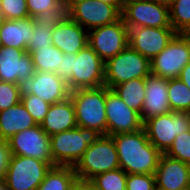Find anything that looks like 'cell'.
<instances>
[{
	"instance_id": "6da1fadb",
	"label": "cell",
	"mask_w": 190,
	"mask_h": 190,
	"mask_svg": "<svg viewBox=\"0 0 190 190\" xmlns=\"http://www.w3.org/2000/svg\"><path fill=\"white\" fill-rule=\"evenodd\" d=\"M120 168L127 174H155L162 153L148 140L145 129L112 135Z\"/></svg>"
},
{
	"instance_id": "7a4b0ae2",
	"label": "cell",
	"mask_w": 190,
	"mask_h": 190,
	"mask_svg": "<svg viewBox=\"0 0 190 190\" xmlns=\"http://www.w3.org/2000/svg\"><path fill=\"white\" fill-rule=\"evenodd\" d=\"M104 65L98 54L86 45L75 54H63L56 74L67 82L70 91L96 88L104 85Z\"/></svg>"
},
{
	"instance_id": "3957f363",
	"label": "cell",
	"mask_w": 190,
	"mask_h": 190,
	"mask_svg": "<svg viewBox=\"0 0 190 190\" xmlns=\"http://www.w3.org/2000/svg\"><path fill=\"white\" fill-rule=\"evenodd\" d=\"M70 97L74 105L77 126L107 135L106 86L76 89L70 92Z\"/></svg>"
},
{
	"instance_id": "277c9868",
	"label": "cell",
	"mask_w": 190,
	"mask_h": 190,
	"mask_svg": "<svg viewBox=\"0 0 190 190\" xmlns=\"http://www.w3.org/2000/svg\"><path fill=\"white\" fill-rule=\"evenodd\" d=\"M100 137L99 132L79 126L50 136L53 163L55 166L73 167L88 146L96 142Z\"/></svg>"
},
{
	"instance_id": "5b68a950",
	"label": "cell",
	"mask_w": 190,
	"mask_h": 190,
	"mask_svg": "<svg viewBox=\"0 0 190 190\" xmlns=\"http://www.w3.org/2000/svg\"><path fill=\"white\" fill-rule=\"evenodd\" d=\"M73 168L79 182L90 181L98 174L120 168L112 136L101 135L88 146Z\"/></svg>"
},
{
	"instance_id": "8992f818",
	"label": "cell",
	"mask_w": 190,
	"mask_h": 190,
	"mask_svg": "<svg viewBox=\"0 0 190 190\" xmlns=\"http://www.w3.org/2000/svg\"><path fill=\"white\" fill-rule=\"evenodd\" d=\"M105 82L109 89L129 80L145 78L151 73L150 60L129 45L104 65Z\"/></svg>"
},
{
	"instance_id": "52a82bcc",
	"label": "cell",
	"mask_w": 190,
	"mask_h": 190,
	"mask_svg": "<svg viewBox=\"0 0 190 190\" xmlns=\"http://www.w3.org/2000/svg\"><path fill=\"white\" fill-rule=\"evenodd\" d=\"M149 142L162 154L172 146L176 136L190 129V112L171 111L148 118L143 123Z\"/></svg>"
},
{
	"instance_id": "ba28073f",
	"label": "cell",
	"mask_w": 190,
	"mask_h": 190,
	"mask_svg": "<svg viewBox=\"0 0 190 190\" xmlns=\"http://www.w3.org/2000/svg\"><path fill=\"white\" fill-rule=\"evenodd\" d=\"M51 167L35 158L12 155L4 180L9 190H36Z\"/></svg>"
},
{
	"instance_id": "9c48e42d",
	"label": "cell",
	"mask_w": 190,
	"mask_h": 190,
	"mask_svg": "<svg viewBox=\"0 0 190 190\" xmlns=\"http://www.w3.org/2000/svg\"><path fill=\"white\" fill-rule=\"evenodd\" d=\"M66 15L87 31L121 19L116 6L98 0H71L66 5Z\"/></svg>"
},
{
	"instance_id": "30bf717a",
	"label": "cell",
	"mask_w": 190,
	"mask_h": 190,
	"mask_svg": "<svg viewBox=\"0 0 190 190\" xmlns=\"http://www.w3.org/2000/svg\"><path fill=\"white\" fill-rule=\"evenodd\" d=\"M190 62V40L177 33L168 45L150 60L151 73L165 79L178 78Z\"/></svg>"
},
{
	"instance_id": "8fae6325",
	"label": "cell",
	"mask_w": 190,
	"mask_h": 190,
	"mask_svg": "<svg viewBox=\"0 0 190 190\" xmlns=\"http://www.w3.org/2000/svg\"><path fill=\"white\" fill-rule=\"evenodd\" d=\"M121 18L129 29L132 27H172L169 7L155 0L124 2Z\"/></svg>"
},
{
	"instance_id": "7c38bea8",
	"label": "cell",
	"mask_w": 190,
	"mask_h": 190,
	"mask_svg": "<svg viewBox=\"0 0 190 190\" xmlns=\"http://www.w3.org/2000/svg\"><path fill=\"white\" fill-rule=\"evenodd\" d=\"M129 28L121 18L117 22L88 31V45L106 62L128 45Z\"/></svg>"
},
{
	"instance_id": "4fadbf2b",
	"label": "cell",
	"mask_w": 190,
	"mask_h": 190,
	"mask_svg": "<svg viewBox=\"0 0 190 190\" xmlns=\"http://www.w3.org/2000/svg\"><path fill=\"white\" fill-rule=\"evenodd\" d=\"M107 135L133 133L143 129L140 113L128 105L113 89L106 87L105 103Z\"/></svg>"
},
{
	"instance_id": "5bb4252c",
	"label": "cell",
	"mask_w": 190,
	"mask_h": 190,
	"mask_svg": "<svg viewBox=\"0 0 190 190\" xmlns=\"http://www.w3.org/2000/svg\"><path fill=\"white\" fill-rule=\"evenodd\" d=\"M20 96L33 94L43 101L54 104L70 97L67 82L55 72L35 71L34 76L18 83Z\"/></svg>"
},
{
	"instance_id": "9a60e30c",
	"label": "cell",
	"mask_w": 190,
	"mask_h": 190,
	"mask_svg": "<svg viewBox=\"0 0 190 190\" xmlns=\"http://www.w3.org/2000/svg\"><path fill=\"white\" fill-rule=\"evenodd\" d=\"M7 141L12 155L35 158L55 166L51 156L50 136L40 124L16 133Z\"/></svg>"
},
{
	"instance_id": "2e32d148",
	"label": "cell",
	"mask_w": 190,
	"mask_h": 190,
	"mask_svg": "<svg viewBox=\"0 0 190 190\" xmlns=\"http://www.w3.org/2000/svg\"><path fill=\"white\" fill-rule=\"evenodd\" d=\"M177 32L172 27H132L129 29V46L149 60L159 54Z\"/></svg>"
},
{
	"instance_id": "e0dca14e",
	"label": "cell",
	"mask_w": 190,
	"mask_h": 190,
	"mask_svg": "<svg viewBox=\"0 0 190 190\" xmlns=\"http://www.w3.org/2000/svg\"><path fill=\"white\" fill-rule=\"evenodd\" d=\"M34 73L29 52L7 46L0 48V81L18 84L34 76Z\"/></svg>"
},
{
	"instance_id": "ac0fdd59",
	"label": "cell",
	"mask_w": 190,
	"mask_h": 190,
	"mask_svg": "<svg viewBox=\"0 0 190 190\" xmlns=\"http://www.w3.org/2000/svg\"><path fill=\"white\" fill-rule=\"evenodd\" d=\"M52 40L64 54H75L88 45V31L65 15L56 21Z\"/></svg>"
},
{
	"instance_id": "d6986e66",
	"label": "cell",
	"mask_w": 190,
	"mask_h": 190,
	"mask_svg": "<svg viewBox=\"0 0 190 190\" xmlns=\"http://www.w3.org/2000/svg\"><path fill=\"white\" fill-rule=\"evenodd\" d=\"M156 189L190 188V165L162 154L155 172Z\"/></svg>"
},
{
	"instance_id": "ffe728a7",
	"label": "cell",
	"mask_w": 190,
	"mask_h": 190,
	"mask_svg": "<svg viewBox=\"0 0 190 190\" xmlns=\"http://www.w3.org/2000/svg\"><path fill=\"white\" fill-rule=\"evenodd\" d=\"M167 86L168 79L152 73L145 77V100L140 114L143 122L150 117L171 112Z\"/></svg>"
},
{
	"instance_id": "44dd1931",
	"label": "cell",
	"mask_w": 190,
	"mask_h": 190,
	"mask_svg": "<svg viewBox=\"0 0 190 190\" xmlns=\"http://www.w3.org/2000/svg\"><path fill=\"white\" fill-rule=\"evenodd\" d=\"M40 126L49 136L76 128L77 121L71 97L52 104Z\"/></svg>"
},
{
	"instance_id": "7402d4cb",
	"label": "cell",
	"mask_w": 190,
	"mask_h": 190,
	"mask_svg": "<svg viewBox=\"0 0 190 190\" xmlns=\"http://www.w3.org/2000/svg\"><path fill=\"white\" fill-rule=\"evenodd\" d=\"M34 18L8 20L0 19V35L3 46L23 49L26 51L27 44L33 34Z\"/></svg>"
},
{
	"instance_id": "603a6c76",
	"label": "cell",
	"mask_w": 190,
	"mask_h": 190,
	"mask_svg": "<svg viewBox=\"0 0 190 190\" xmlns=\"http://www.w3.org/2000/svg\"><path fill=\"white\" fill-rule=\"evenodd\" d=\"M38 125L22 102L0 111V139L8 140L18 132Z\"/></svg>"
},
{
	"instance_id": "cb8c5ba5",
	"label": "cell",
	"mask_w": 190,
	"mask_h": 190,
	"mask_svg": "<svg viewBox=\"0 0 190 190\" xmlns=\"http://www.w3.org/2000/svg\"><path fill=\"white\" fill-rule=\"evenodd\" d=\"M77 175L71 166H54L46 173L36 190H74L78 185Z\"/></svg>"
},
{
	"instance_id": "d4e9b609",
	"label": "cell",
	"mask_w": 190,
	"mask_h": 190,
	"mask_svg": "<svg viewBox=\"0 0 190 190\" xmlns=\"http://www.w3.org/2000/svg\"><path fill=\"white\" fill-rule=\"evenodd\" d=\"M129 108L141 114L145 100V78L129 80L112 88Z\"/></svg>"
},
{
	"instance_id": "484cf974",
	"label": "cell",
	"mask_w": 190,
	"mask_h": 190,
	"mask_svg": "<svg viewBox=\"0 0 190 190\" xmlns=\"http://www.w3.org/2000/svg\"><path fill=\"white\" fill-rule=\"evenodd\" d=\"M35 71L40 72H57L62 62L64 54L54 45L46 47H37L30 53Z\"/></svg>"
},
{
	"instance_id": "4316f807",
	"label": "cell",
	"mask_w": 190,
	"mask_h": 190,
	"mask_svg": "<svg viewBox=\"0 0 190 190\" xmlns=\"http://www.w3.org/2000/svg\"><path fill=\"white\" fill-rule=\"evenodd\" d=\"M59 18H34L33 34L27 44L26 52H33L37 47L53 45V27Z\"/></svg>"
},
{
	"instance_id": "83f0119b",
	"label": "cell",
	"mask_w": 190,
	"mask_h": 190,
	"mask_svg": "<svg viewBox=\"0 0 190 190\" xmlns=\"http://www.w3.org/2000/svg\"><path fill=\"white\" fill-rule=\"evenodd\" d=\"M32 18H61L66 15V5L62 0H26Z\"/></svg>"
},
{
	"instance_id": "f1b7e54d",
	"label": "cell",
	"mask_w": 190,
	"mask_h": 190,
	"mask_svg": "<svg viewBox=\"0 0 190 190\" xmlns=\"http://www.w3.org/2000/svg\"><path fill=\"white\" fill-rule=\"evenodd\" d=\"M168 100L171 111L190 112V89L179 78L168 79Z\"/></svg>"
},
{
	"instance_id": "f546056e",
	"label": "cell",
	"mask_w": 190,
	"mask_h": 190,
	"mask_svg": "<svg viewBox=\"0 0 190 190\" xmlns=\"http://www.w3.org/2000/svg\"><path fill=\"white\" fill-rule=\"evenodd\" d=\"M127 173L121 168L96 175L90 182L100 190H126Z\"/></svg>"
},
{
	"instance_id": "4dcf8cb0",
	"label": "cell",
	"mask_w": 190,
	"mask_h": 190,
	"mask_svg": "<svg viewBox=\"0 0 190 190\" xmlns=\"http://www.w3.org/2000/svg\"><path fill=\"white\" fill-rule=\"evenodd\" d=\"M170 24L177 33L190 26V0H175L169 7Z\"/></svg>"
},
{
	"instance_id": "1f68e13d",
	"label": "cell",
	"mask_w": 190,
	"mask_h": 190,
	"mask_svg": "<svg viewBox=\"0 0 190 190\" xmlns=\"http://www.w3.org/2000/svg\"><path fill=\"white\" fill-rule=\"evenodd\" d=\"M28 17L26 0H0V19L18 20Z\"/></svg>"
},
{
	"instance_id": "d6a6232c",
	"label": "cell",
	"mask_w": 190,
	"mask_h": 190,
	"mask_svg": "<svg viewBox=\"0 0 190 190\" xmlns=\"http://www.w3.org/2000/svg\"><path fill=\"white\" fill-rule=\"evenodd\" d=\"M165 155L190 165V129L175 137Z\"/></svg>"
},
{
	"instance_id": "836d02e7",
	"label": "cell",
	"mask_w": 190,
	"mask_h": 190,
	"mask_svg": "<svg viewBox=\"0 0 190 190\" xmlns=\"http://www.w3.org/2000/svg\"><path fill=\"white\" fill-rule=\"evenodd\" d=\"M21 102L37 124L42 123L51 106V104L33 94L21 97Z\"/></svg>"
},
{
	"instance_id": "e575fe53",
	"label": "cell",
	"mask_w": 190,
	"mask_h": 190,
	"mask_svg": "<svg viewBox=\"0 0 190 190\" xmlns=\"http://www.w3.org/2000/svg\"><path fill=\"white\" fill-rule=\"evenodd\" d=\"M21 102L18 84L0 81V111L6 110Z\"/></svg>"
},
{
	"instance_id": "d590c367",
	"label": "cell",
	"mask_w": 190,
	"mask_h": 190,
	"mask_svg": "<svg viewBox=\"0 0 190 190\" xmlns=\"http://www.w3.org/2000/svg\"><path fill=\"white\" fill-rule=\"evenodd\" d=\"M126 190H156L155 174H127Z\"/></svg>"
},
{
	"instance_id": "8d00e7d4",
	"label": "cell",
	"mask_w": 190,
	"mask_h": 190,
	"mask_svg": "<svg viewBox=\"0 0 190 190\" xmlns=\"http://www.w3.org/2000/svg\"><path fill=\"white\" fill-rule=\"evenodd\" d=\"M12 153L7 140L0 139V179H4Z\"/></svg>"
},
{
	"instance_id": "74e56055",
	"label": "cell",
	"mask_w": 190,
	"mask_h": 190,
	"mask_svg": "<svg viewBox=\"0 0 190 190\" xmlns=\"http://www.w3.org/2000/svg\"><path fill=\"white\" fill-rule=\"evenodd\" d=\"M178 78L190 89V62L181 70Z\"/></svg>"
},
{
	"instance_id": "f35d334b",
	"label": "cell",
	"mask_w": 190,
	"mask_h": 190,
	"mask_svg": "<svg viewBox=\"0 0 190 190\" xmlns=\"http://www.w3.org/2000/svg\"><path fill=\"white\" fill-rule=\"evenodd\" d=\"M98 1H102V2L107 3V4L114 5V6H116L121 12H122V9H123V6H124V0H98Z\"/></svg>"
},
{
	"instance_id": "ab89813d",
	"label": "cell",
	"mask_w": 190,
	"mask_h": 190,
	"mask_svg": "<svg viewBox=\"0 0 190 190\" xmlns=\"http://www.w3.org/2000/svg\"><path fill=\"white\" fill-rule=\"evenodd\" d=\"M78 186L82 190H100L97 187H95L90 181L78 182Z\"/></svg>"
},
{
	"instance_id": "60d3db41",
	"label": "cell",
	"mask_w": 190,
	"mask_h": 190,
	"mask_svg": "<svg viewBox=\"0 0 190 190\" xmlns=\"http://www.w3.org/2000/svg\"><path fill=\"white\" fill-rule=\"evenodd\" d=\"M155 1L159 2L162 5L170 7L175 0H155Z\"/></svg>"
},
{
	"instance_id": "b9f144b4",
	"label": "cell",
	"mask_w": 190,
	"mask_h": 190,
	"mask_svg": "<svg viewBox=\"0 0 190 190\" xmlns=\"http://www.w3.org/2000/svg\"><path fill=\"white\" fill-rule=\"evenodd\" d=\"M0 190H9L4 179H0Z\"/></svg>"
},
{
	"instance_id": "7bdbcfd3",
	"label": "cell",
	"mask_w": 190,
	"mask_h": 190,
	"mask_svg": "<svg viewBox=\"0 0 190 190\" xmlns=\"http://www.w3.org/2000/svg\"><path fill=\"white\" fill-rule=\"evenodd\" d=\"M182 34L190 40V26Z\"/></svg>"
},
{
	"instance_id": "ee69618b",
	"label": "cell",
	"mask_w": 190,
	"mask_h": 190,
	"mask_svg": "<svg viewBox=\"0 0 190 190\" xmlns=\"http://www.w3.org/2000/svg\"><path fill=\"white\" fill-rule=\"evenodd\" d=\"M65 5H67L71 0H62Z\"/></svg>"
},
{
	"instance_id": "f6af8a7d",
	"label": "cell",
	"mask_w": 190,
	"mask_h": 190,
	"mask_svg": "<svg viewBox=\"0 0 190 190\" xmlns=\"http://www.w3.org/2000/svg\"><path fill=\"white\" fill-rule=\"evenodd\" d=\"M74 190H82L78 185L74 188Z\"/></svg>"
},
{
	"instance_id": "bcb514c9",
	"label": "cell",
	"mask_w": 190,
	"mask_h": 190,
	"mask_svg": "<svg viewBox=\"0 0 190 190\" xmlns=\"http://www.w3.org/2000/svg\"><path fill=\"white\" fill-rule=\"evenodd\" d=\"M3 46L2 40H1V35H0V48Z\"/></svg>"
},
{
	"instance_id": "7dc6e473",
	"label": "cell",
	"mask_w": 190,
	"mask_h": 190,
	"mask_svg": "<svg viewBox=\"0 0 190 190\" xmlns=\"http://www.w3.org/2000/svg\"><path fill=\"white\" fill-rule=\"evenodd\" d=\"M156 190H161V189H156ZM180 190H190V188H183V189H180Z\"/></svg>"
},
{
	"instance_id": "c3c4849f",
	"label": "cell",
	"mask_w": 190,
	"mask_h": 190,
	"mask_svg": "<svg viewBox=\"0 0 190 190\" xmlns=\"http://www.w3.org/2000/svg\"><path fill=\"white\" fill-rule=\"evenodd\" d=\"M131 1H134V0H124V2H131Z\"/></svg>"
}]
</instances>
